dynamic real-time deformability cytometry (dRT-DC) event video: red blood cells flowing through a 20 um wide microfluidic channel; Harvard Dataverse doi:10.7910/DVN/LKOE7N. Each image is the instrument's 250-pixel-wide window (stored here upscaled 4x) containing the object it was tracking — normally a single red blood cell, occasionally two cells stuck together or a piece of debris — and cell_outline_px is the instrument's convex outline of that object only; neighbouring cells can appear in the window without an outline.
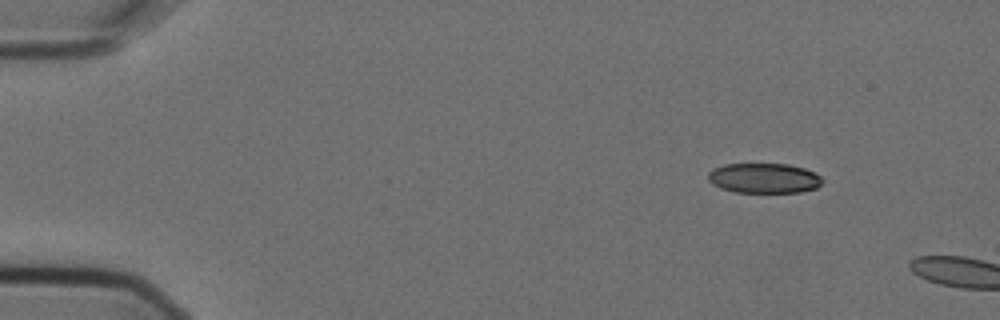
{"species": "Egyptian fruit bat (a non-hibernating species)", "species_latin": "Rousettus aegyptiacus", "temperature_condition": "cold", "stored_images_in_passage": 2, "camera_frame_rate_fps": 3000, "um_per_image_px": 0.085, "animal": {"sex": "female"}, "frame": {"image": 1, "passage_image": 1, "time_ms": 0.0, "image_size_px": [1000, 320], "cell_outline_px": [[824, 180], [816, 188], [800, 192], [736, 192], [720, 188], [712, 184], [708, 180], [708, 172], [712, 168], [724, 164], [788, 164], [804, 168], [820, 176]], "centroid_in_image_um": [64.91, 15.14], "position_along_channel_um": 20.1, "area_um2": 20.0}}